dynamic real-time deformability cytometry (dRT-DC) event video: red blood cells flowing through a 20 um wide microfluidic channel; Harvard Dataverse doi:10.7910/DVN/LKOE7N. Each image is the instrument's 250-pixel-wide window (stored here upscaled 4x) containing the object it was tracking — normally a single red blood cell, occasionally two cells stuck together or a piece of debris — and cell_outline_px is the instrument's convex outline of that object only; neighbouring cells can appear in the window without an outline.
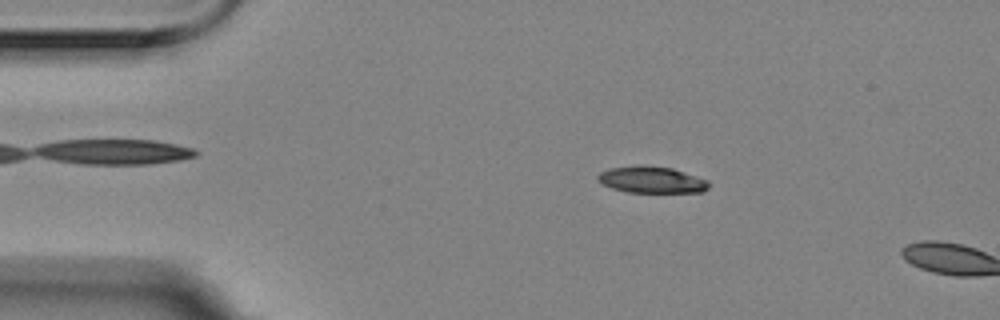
{"species": "Egyptian fruit bat (a non-hibernating species)", "species_latin": "Rousettus aegyptiacus", "temperature_condition": "room temperature", "stored_images_in_passage": 3, "camera_frame_rate_fps": 3000, "um_per_image_px": 0.085, "animal": {"sex": "female"}, "frame": {"image": 1, "passage_image": 2, "time_ms": 0.333, "image_size_px": [1000, 320], "cell_outline_px": [[708, 188], [704, 192], [628, 192], [612, 188], [596, 180], [596, 176], [600, 172], [608, 168], [640, 164], [644, 164], [672, 168], [708, 180]], "centroid_in_image_um": [55.35, 15.26], "position_along_channel_um": 29.6, "area_um2": 17.34}}